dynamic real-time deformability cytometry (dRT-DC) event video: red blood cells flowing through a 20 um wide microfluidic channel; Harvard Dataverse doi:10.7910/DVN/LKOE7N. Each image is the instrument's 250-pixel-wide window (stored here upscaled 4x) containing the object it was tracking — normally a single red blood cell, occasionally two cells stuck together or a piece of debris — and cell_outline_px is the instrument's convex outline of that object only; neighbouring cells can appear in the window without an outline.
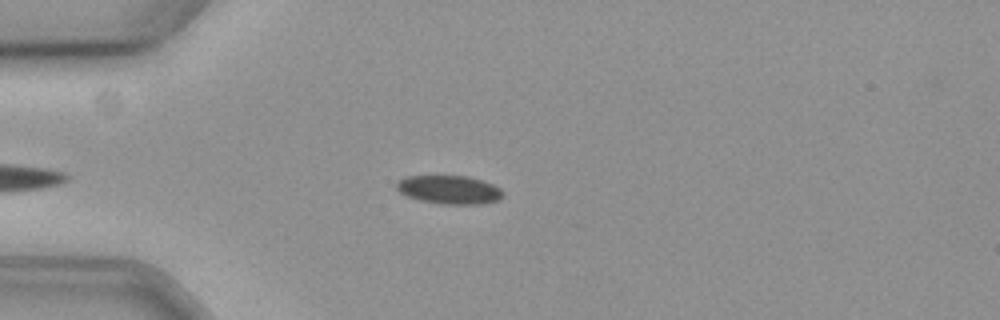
{"species": "common noctule bat (a hibernating species)", "species_latin": "Nyctalus noctula", "temperature_condition": "cold", "stored_images_in_passage": 43, "camera_frame_rate_fps": 3000, "um_per_image_px": 0.085, "animal": {"sex": "female", "body_mass_g": 19.3, "forearm_length_mm": 54.1}, "frame": {"image": 1, "passage_image": 4, "time_ms": 1.0, "image_size_px": [1000, 320], "cell_outline_px": [[504, 192], [500, 200], [480, 204], [440, 204], [420, 200], [408, 196], [400, 192], [396, 188], [396, 184], [400, 180], [408, 176], [468, 176], [492, 184], [500, 188]], "centroid_in_image_um": [38.21, 16.13], "position_along_channel_um": 46.8, "area_um2": 17.57}}
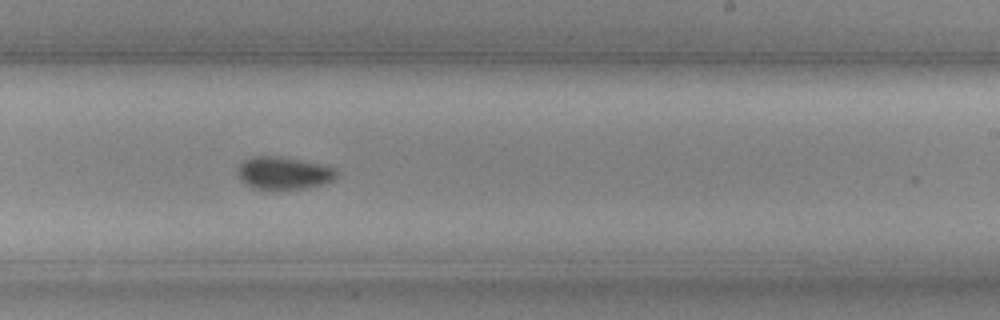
{"frame": {"image": 2, "passage_image": 24, "time_ms": 7.667, "image_size_px": [1000, 320], "cell_outline_px": [[336, 176], [332, 180], [324, 184], [308, 188], [252, 188], [240, 180], [236, 172], [240, 164], [244, 160], [252, 156], [280, 156], [324, 164], [336, 168]], "centroid_in_image_um": [24.11, 14.69], "position_along_channel_um": 264.9, "area_um2": 18.79}}
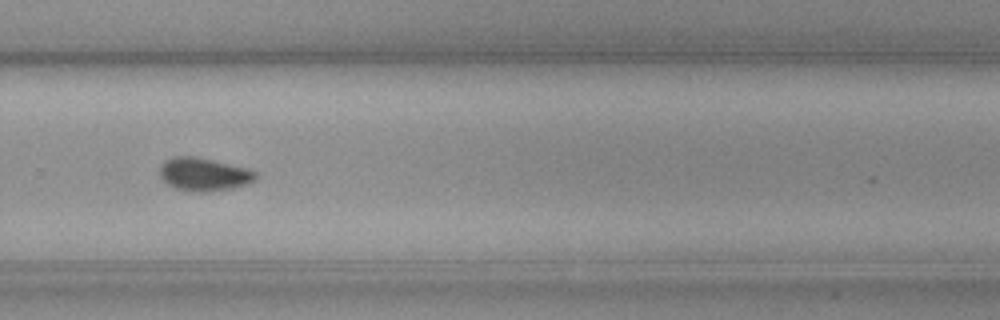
{"frame": {"image": 3, "passage_image": 28, "time_ms": 9.0, "image_size_px": [1000, 320], "cell_outline_px": [[260, 176], [256, 180], [248, 184], [232, 188], [208, 192], [188, 192], [176, 188], [168, 184], [160, 176], [160, 168], [172, 156], [196, 156], [248, 168], [256, 172]], "centroid_in_image_um": [17.39, 14.83], "position_along_channel_um": 312.4, "area_um2": 18.67}, "authors_computed_cell_mechanics": {"area_um2": 18.4382, "velocity_mm_per_s": 3.5724, "shape_relaxation_time_tau1_ms": 6.8799, "shape_relaxation_time_tau2_ms": null, "deformation_change_tau1": 0.1056, "deformation_change_tau2": null}}